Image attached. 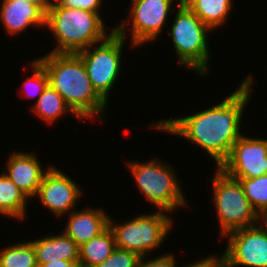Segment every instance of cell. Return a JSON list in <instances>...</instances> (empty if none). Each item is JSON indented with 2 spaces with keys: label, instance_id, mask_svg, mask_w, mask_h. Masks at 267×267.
Returning <instances> with one entry per match:
<instances>
[{
  "label": "cell",
  "instance_id": "cell-1",
  "mask_svg": "<svg viewBox=\"0 0 267 267\" xmlns=\"http://www.w3.org/2000/svg\"><path fill=\"white\" fill-rule=\"evenodd\" d=\"M253 82L249 74L235 91L216 105L184 117L164 118L149 127L195 143L214 159L216 167H220L230 155L233 144L243 135L241 121L251 99Z\"/></svg>",
  "mask_w": 267,
  "mask_h": 267
},
{
  "label": "cell",
  "instance_id": "cell-2",
  "mask_svg": "<svg viewBox=\"0 0 267 267\" xmlns=\"http://www.w3.org/2000/svg\"><path fill=\"white\" fill-rule=\"evenodd\" d=\"M37 60L47 73L48 84L62 96L80 122L84 118L105 120L109 103L93 88L86 67L76 53L49 52Z\"/></svg>",
  "mask_w": 267,
  "mask_h": 267
},
{
  "label": "cell",
  "instance_id": "cell-3",
  "mask_svg": "<svg viewBox=\"0 0 267 267\" xmlns=\"http://www.w3.org/2000/svg\"><path fill=\"white\" fill-rule=\"evenodd\" d=\"M100 14L59 6L54 1L46 10V27L53 34L57 45L49 52L77 53L104 41L114 29L107 31Z\"/></svg>",
  "mask_w": 267,
  "mask_h": 267
},
{
  "label": "cell",
  "instance_id": "cell-4",
  "mask_svg": "<svg viewBox=\"0 0 267 267\" xmlns=\"http://www.w3.org/2000/svg\"><path fill=\"white\" fill-rule=\"evenodd\" d=\"M176 15L170 34L179 65L200 76H209L210 55L208 33L211 29L184 3H176Z\"/></svg>",
  "mask_w": 267,
  "mask_h": 267
},
{
  "label": "cell",
  "instance_id": "cell-5",
  "mask_svg": "<svg viewBox=\"0 0 267 267\" xmlns=\"http://www.w3.org/2000/svg\"><path fill=\"white\" fill-rule=\"evenodd\" d=\"M155 159L146 162L128 160L126 164L148 203L171 215L178 208H185L188 201L171 165Z\"/></svg>",
  "mask_w": 267,
  "mask_h": 267
},
{
  "label": "cell",
  "instance_id": "cell-6",
  "mask_svg": "<svg viewBox=\"0 0 267 267\" xmlns=\"http://www.w3.org/2000/svg\"><path fill=\"white\" fill-rule=\"evenodd\" d=\"M214 172L212 200L217 222L220 224V237L223 239L234 230L253 226L262 221L245 196L239 180L230 177L219 167H215Z\"/></svg>",
  "mask_w": 267,
  "mask_h": 267
},
{
  "label": "cell",
  "instance_id": "cell-7",
  "mask_svg": "<svg viewBox=\"0 0 267 267\" xmlns=\"http://www.w3.org/2000/svg\"><path fill=\"white\" fill-rule=\"evenodd\" d=\"M168 214L162 210L144 213L130 220L128 218V221L119 225L109 216V227L114 233L116 248L136 252L141 257L159 249L174 226Z\"/></svg>",
  "mask_w": 267,
  "mask_h": 267
},
{
  "label": "cell",
  "instance_id": "cell-8",
  "mask_svg": "<svg viewBox=\"0 0 267 267\" xmlns=\"http://www.w3.org/2000/svg\"><path fill=\"white\" fill-rule=\"evenodd\" d=\"M125 41L114 30L104 41L76 53L86 67L93 88L107 103L109 93L119 78Z\"/></svg>",
  "mask_w": 267,
  "mask_h": 267
},
{
  "label": "cell",
  "instance_id": "cell-9",
  "mask_svg": "<svg viewBox=\"0 0 267 267\" xmlns=\"http://www.w3.org/2000/svg\"><path fill=\"white\" fill-rule=\"evenodd\" d=\"M175 0H131L128 20L120 21L112 27L120 36L127 39V25L130 23V45L133 48L141 44L154 42L164 30V25L174 8ZM182 0H176L180 3Z\"/></svg>",
  "mask_w": 267,
  "mask_h": 267
},
{
  "label": "cell",
  "instance_id": "cell-10",
  "mask_svg": "<svg viewBox=\"0 0 267 267\" xmlns=\"http://www.w3.org/2000/svg\"><path fill=\"white\" fill-rule=\"evenodd\" d=\"M226 237L227 246L219 257L226 267H267V225L263 221Z\"/></svg>",
  "mask_w": 267,
  "mask_h": 267
},
{
  "label": "cell",
  "instance_id": "cell-11",
  "mask_svg": "<svg viewBox=\"0 0 267 267\" xmlns=\"http://www.w3.org/2000/svg\"><path fill=\"white\" fill-rule=\"evenodd\" d=\"M219 168L232 178H257L267 174V139L242 135Z\"/></svg>",
  "mask_w": 267,
  "mask_h": 267
},
{
  "label": "cell",
  "instance_id": "cell-12",
  "mask_svg": "<svg viewBox=\"0 0 267 267\" xmlns=\"http://www.w3.org/2000/svg\"><path fill=\"white\" fill-rule=\"evenodd\" d=\"M76 184L61 169L52 166L45 174L35 197L56 217L61 218L75 210L82 196V188Z\"/></svg>",
  "mask_w": 267,
  "mask_h": 267
},
{
  "label": "cell",
  "instance_id": "cell-13",
  "mask_svg": "<svg viewBox=\"0 0 267 267\" xmlns=\"http://www.w3.org/2000/svg\"><path fill=\"white\" fill-rule=\"evenodd\" d=\"M7 158L6 172H3L28 199H34L45 174L52 165L44 169L32 152H12Z\"/></svg>",
  "mask_w": 267,
  "mask_h": 267
},
{
  "label": "cell",
  "instance_id": "cell-14",
  "mask_svg": "<svg viewBox=\"0 0 267 267\" xmlns=\"http://www.w3.org/2000/svg\"><path fill=\"white\" fill-rule=\"evenodd\" d=\"M0 21L7 34L18 35L29 26L46 28V9L35 2L2 0Z\"/></svg>",
  "mask_w": 267,
  "mask_h": 267
},
{
  "label": "cell",
  "instance_id": "cell-15",
  "mask_svg": "<svg viewBox=\"0 0 267 267\" xmlns=\"http://www.w3.org/2000/svg\"><path fill=\"white\" fill-rule=\"evenodd\" d=\"M71 211L68 223L63 232L78 246L98 236L109 226V216L101 208H83Z\"/></svg>",
  "mask_w": 267,
  "mask_h": 267
},
{
  "label": "cell",
  "instance_id": "cell-16",
  "mask_svg": "<svg viewBox=\"0 0 267 267\" xmlns=\"http://www.w3.org/2000/svg\"><path fill=\"white\" fill-rule=\"evenodd\" d=\"M35 253L38 267L56 260L79 261V246L63 231L59 235H49L30 240Z\"/></svg>",
  "mask_w": 267,
  "mask_h": 267
},
{
  "label": "cell",
  "instance_id": "cell-17",
  "mask_svg": "<svg viewBox=\"0 0 267 267\" xmlns=\"http://www.w3.org/2000/svg\"><path fill=\"white\" fill-rule=\"evenodd\" d=\"M210 29L226 25L233 0H182Z\"/></svg>",
  "mask_w": 267,
  "mask_h": 267
},
{
  "label": "cell",
  "instance_id": "cell-18",
  "mask_svg": "<svg viewBox=\"0 0 267 267\" xmlns=\"http://www.w3.org/2000/svg\"><path fill=\"white\" fill-rule=\"evenodd\" d=\"M28 197L8 178L0 173V215L23 220L27 214Z\"/></svg>",
  "mask_w": 267,
  "mask_h": 267
},
{
  "label": "cell",
  "instance_id": "cell-19",
  "mask_svg": "<svg viewBox=\"0 0 267 267\" xmlns=\"http://www.w3.org/2000/svg\"><path fill=\"white\" fill-rule=\"evenodd\" d=\"M116 249L115 237L108 226L98 236L79 246V261L86 267H96Z\"/></svg>",
  "mask_w": 267,
  "mask_h": 267
},
{
  "label": "cell",
  "instance_id": "cell-20",
  "mask_svg": "<svg viewBox=\"0 0 267 267\" xmlns=\"http://www.w3.org/2000/svg\"><path fill=\"white\" fill-rule=\"evenodd\" d=\"M33 114L44 123L51 124L56 122L65 112L77 117L65 103L62 96L49 84L44 89L39 99L31 107Z\"/></svg>",
  "mask_w": 267,
  "mask_h": 267
},
{
  "label": "cell",
  "instance_id": "cell-21",
  "mask_svg": "<svg viewBox=\"0 0 267 267\" xmlns=\"http://www.w3.org/2000/svg\"><path fill=\"white\" fill-rule=\"evenodd\" d=\"M0 267H38L32 243L20 242L1 249Z\"/></svg>",
  "mask_w": 267,
  "mask_h": 267
},
{
  "label": "cell",
  "instance_id": "cell-22",
  "mask_svg": "<svg viewBox=\"0 0 267 267\" xmlns=\"http://www.w3.org/2000/svg\"><path fill=\"white\" fill-rule=\"evenodd\" d=\"M235 179L241 183L252 208L263 218L267 214V174L257 178Z\"/></svg>",
  "mask_w": 267,
  "mask_h": 267
},
{
  "label": "cell",
  "instance_id": "cell-23",
  "mask_svg": "<svg viewBox=\"0 0 267 267\" xmlns=\"http://www.w3.org/2000/svg\"><path fill=\"white\" fill-rule=\"evenodd\" d=\"M30 64L33 73L23 82V89L28 98L37 96L36 102L48 85V76L43 65L37 59L31 61Z\"/></svg>",
  "mask_w": 267,
  "mask_h": 267
},
{
  "label": "cell",
  "instance_id": "cell-24",
  "mask_svg": "<svg viewBox=\"0 0 267 267\" xmlns=\"http://www.w3.org/2000/svg\"><path fill=\"white\" fill-rule=\"evenodd\" d=\"M141 256L136 252L116 248L113 253L96 267H138Z\"/></svg>",
  "mask_w": 267,
  "mask_h": 267
},
{
  "label": "cell",
  "instance_id": "cell-25",
  "mask_svg": "<svg viewBox=\"0 0 267 267\" xmlns=\"http://www.w3.org/2000/svg\"><path fill=\"white\" fill-rule=\"evenodd\" d=\"M59 6L80 8L95 13H101L103 0H54Z\"/></svg>",
  "mask_w": 267,
  "mask_h": 267
},
{
  "label": "cell",
  "instance_id": "cell-26",
  "mask_svg": "<svg viewBox=\"0 0 267 267\" xmlns=\"http://www.w3.org/2000/svg\"><path fill=\"white\" fill-rule=\"evenodd\" d=\"M146 256L141 257L138 267H179L173 253L161 254L160 256L145 260Z\"/></svg>",
  "mask_w": 267,
  "mask_h": 267
},
{
  "label": "cell",
  "instance_id": "cell-27",
  "mask_svg": "<svg viewBox=\"0 0 267 267\" xmlns=\"http://www.w3.org/2000/svg\"><path fill=\"white\" fill-rule=\"evenodd\" d=\"M218 256H207L205 258H200L196 262L188 263V265H184L183 267H209L216 259ZM180 267V266H179ZM182 267V266H181Z\"/></svg>",
  "mask_w": 267,
  "mask_h": 267
},
{
  "label": "cell",
  "instance_id": "cell-28",
  "mask_svg": "<svg viewBox=\"0 0 267 267\" xmlns=\"http://www.w3.org/2000/svg\"><path fill=\"white\" fill-rule=\"evenodd\" d=\"M73 265L72 261H65V260H56L46 264H42L40 267H71Z\"/></svg>",
  "mask_w": 267,
  "mask_h": 267
},
{
  "label": "cell",
  "instance_id": "cell-29",
  "mask_svg": "<svg viewBox=\"0 0 267 267\" xmlns=\"http://www.w3.org/2000/svg\"><path fill=\"white\" fill-rule=\"evenodd\" d=\"M24 2H35L42 5L46 10L54 2V0H22Z\"/></svg>",
  "mask_w": 267,
  "mask_h": 267
},
{
  "label": "cell",
  "instance_id": "cell-30",
  "mask_svg": "<svg viewBox=\"0 0 267 267\" xmlns=\"http://www.w3.org/2000/svg\"><path fill=\"white\" fill-rule=\"evenodd\" d=\"M209 267H226V266L219 258H217Z\"/></svg>",
  "mask_w": 267,
  "mask_h": 267
},
{
  "label": "cell",
  "instance_id": "cell-31",
  "mask_svg": "<svg viewBox=\"0 0 267 267\" xmlns=\"http://www.w3.org/2000/svg\"><path fill=\"white\" fill-rule=\"evenodd\" d=\"M71 267H86L85 265H83L82 263L80 262H77V263H73V265Z\"/></svg>",
  "mask_w": 267,
  "mask_h": 267
},
{
  "label": "cell",
  "instance_id": "cell-32",
  "mask_svg": "<svg viewBox=\"0 0 267 267\" xmlns=\"http://www.w3.org/2000/svg\"><path fill=\"white\" fill-rule=\"evenodd\" d=\"M262 221L267 225V214L262 218Z\"/></svg>",
  "mask_w": 267,
  "mask_h": 267
}]
</instances>
